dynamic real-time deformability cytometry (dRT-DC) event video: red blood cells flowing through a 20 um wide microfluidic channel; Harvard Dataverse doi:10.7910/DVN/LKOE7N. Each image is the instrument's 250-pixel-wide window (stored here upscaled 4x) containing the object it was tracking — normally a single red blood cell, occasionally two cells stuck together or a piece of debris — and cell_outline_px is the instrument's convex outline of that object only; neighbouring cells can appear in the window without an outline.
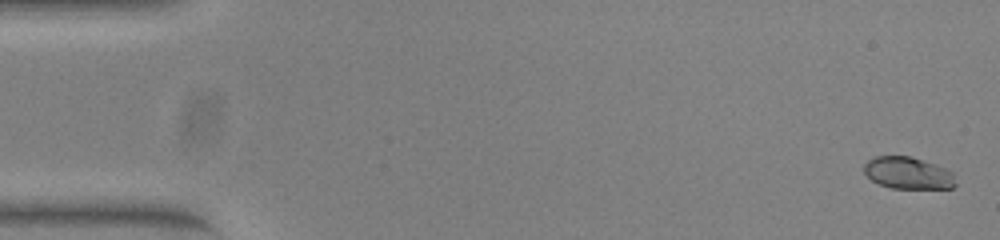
{"species": "common noctule bat (a hibernating species)", "species_latin": "Nyctalus noctula", "temperature_condition": "warm", "stored_images_in_passage": 54, "camera_frame_rate_fps": 3000, "um_per_image_px": 0.085, "animal": {"sex": "female", "body_mass_g": 23.0, "forearm_length_mm": 53.4}, "frame": {"image": 1, "passage_image": 2, "time_ms": 0.333, "image_size_px": [1000, 240], "cell_outline_px": [[956, 184], [952, 188], [892, 188], [880, 184], [872, 180], [864, 172], [864, 164], [868, 160], [876, 156], [912, 156], [944, 168], [952, 172]], "centroid_in_image_um": [77.17, 14.7], "position_along_channel_um": 7.8, "area_um2": 16.88}}
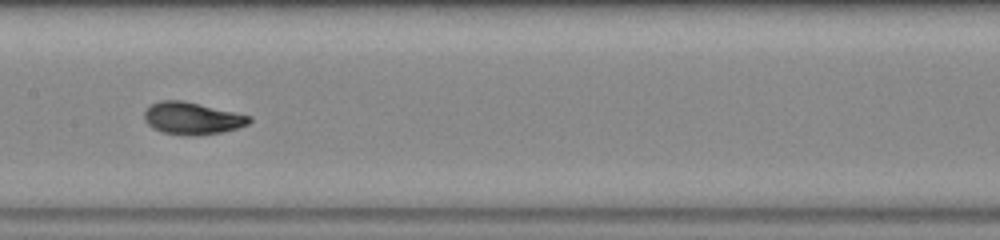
{"frame": {"image": 2, "passage_image": 27, "time_ms": 8.667, "image_size_px": [1000, 240], "cell_outline_px": [[252, 120], [248, 124], [236, 128], [220, 132], [192, 136], [164, 132], [152, 128], [144, 120], [144, 112], [152, 104], [160, 100], [184, 100], [236, 112], [252, 116]], "centroid_in_image_um": [16.34, 10.04], "position_along_channel_um": 191.1, "area_um2": 19.65}}
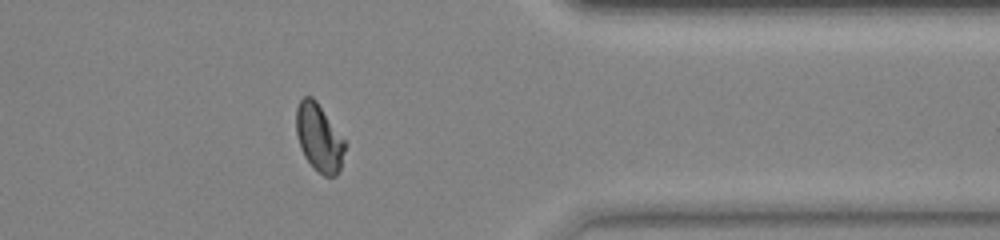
{"frame": {"image": 3, "passage_image": 43, "time_ms": 14.0, "image_size_px": [1000, 240], "cell_outline_px": [[344, 152], [340, 172], [336, 176], [324, 176], [304, 156], [300, 148], [296, 136], [296, 108], [300, 100], [304, 96], [312, 96], [316, 100], [344, 140]], "centroid_in_image_um": [27.1, 11.7], "position_along_channel_um": 384.3, "area_um2": 18.96}, "authors_computed_cell_mechanics": {"area_um2": 19.0451, "velocity_mm_per_s": 3.9169, "shape_relaxation_time_tau1_ms": 4.3123, "shape_relaxation_time_tau2_ms": null, "deformation_change_tau1": 0.1879, "deformation_change_tau2": null}}